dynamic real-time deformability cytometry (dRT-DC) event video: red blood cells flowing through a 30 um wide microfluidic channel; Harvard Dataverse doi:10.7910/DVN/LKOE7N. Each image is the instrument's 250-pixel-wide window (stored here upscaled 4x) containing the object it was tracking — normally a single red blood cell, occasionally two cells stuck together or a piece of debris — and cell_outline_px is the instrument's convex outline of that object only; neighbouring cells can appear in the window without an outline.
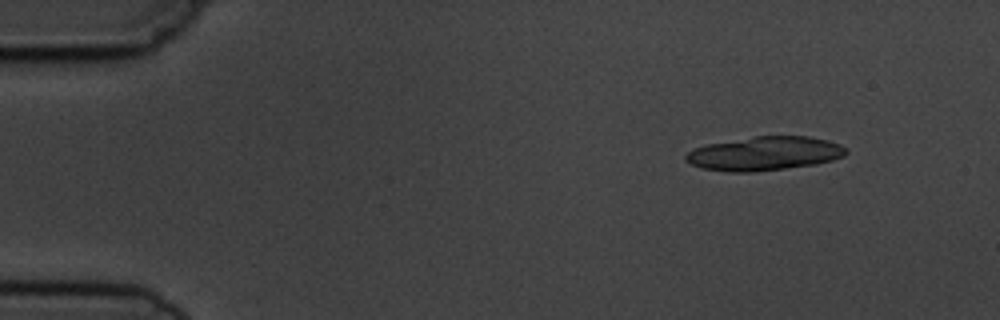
{"species": "common noctule bat (a hibernating species)", "species_latin": "Nyctalus noctula", "temperature_condition": "cold", "stored_images_in_passage": 5, "camera_frame_rate_fps": 3000, "um_per_image_px": 0.085, "animal": {"sex": "male", "body_mass_g": 19.5, "forearm_length_mm": 54.6}, "frame": {"image": 1, "passage_image": 2, "time_ms": 1.333, "image_size_px": [1000, 320], "cell_outline_px": [[848, 152], [844, 156], [832, 160], [816, 164], [752, 172], [728, 172], [700, 168], [684, 160], [684, 156], [688, 152], [696, 148], [708, 144], [756, 136], [808, 136], [828, 140], [840, 144], [848, 148]], "centroid_in_image_um": [65.01, 13.05], "position_along_channel_um": 20.0, "area_um2": 31.62}}